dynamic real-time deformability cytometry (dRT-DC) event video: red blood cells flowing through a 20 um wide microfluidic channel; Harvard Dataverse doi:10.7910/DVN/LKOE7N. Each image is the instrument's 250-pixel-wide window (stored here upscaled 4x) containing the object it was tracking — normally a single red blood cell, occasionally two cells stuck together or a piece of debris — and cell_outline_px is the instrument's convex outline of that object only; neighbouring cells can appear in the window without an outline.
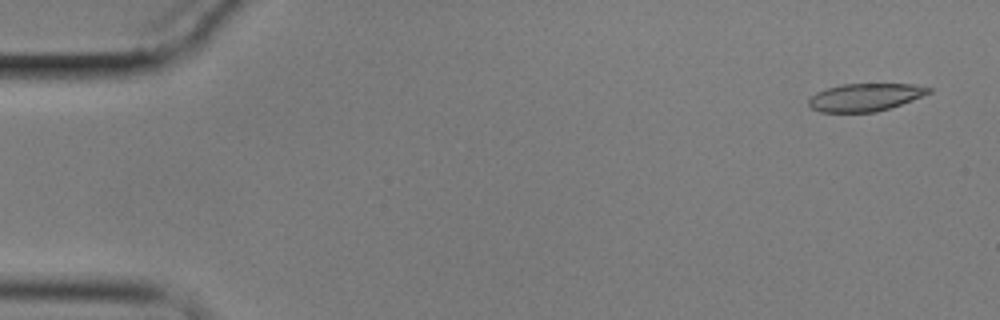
{"species": "common noctule bat (a hibernating species)", "species_latin": "Nyctalus noctula", "temperature_condition": "cold", "stored_images_in_passage": 5, "camera_frame_rate_fps": 3000, "um_per_image_px": 0.085, "animal": {"sex": "male", "body_mass_g": 17.9}, "frame": {"image": 1, "passage_image": 1, "time_ms": 0.0, "image_size_px": [1000, 320], "cell_outline_px": [[932, 92], [912, 100], [876, 112], [820, 112], [812, 108], [808, 104], [808, 100], [816, 92], [828, 88], [844, 84], [912, 84], [932, 88]], "centroid_in_image_um": [73.53, 8.26], "position_along_channel_um": 11.5, "area_um2": 19.19}}
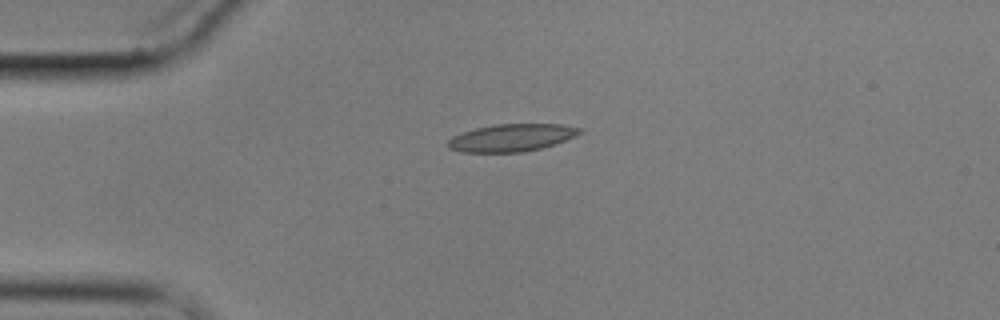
{"frame": {"image": 2, "passage_image": 4, "time_ms": 3.667, "image_size_px": [1000, 320], "cell_outline_px": [[584, 132], [564, 140], [540, 148], [520, 152], [460, 152], [448, 148], [448, 140], [452, 136], [476, 128], [496, 124], [560, 124], [584, 128]], "centroid_in_image_um": [43.49, 11.7], "position_along_channel_um": 41.5, "area_um2": 20.92}}